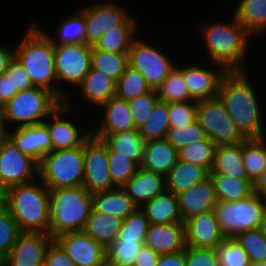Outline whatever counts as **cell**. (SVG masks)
I'll return each mask as SVG.
<instances>
[{"instance_id":"obj_1","label":"cell","mask_w":266,"mask_h":266,"mask_svg":"<svg viewBox=\"0 0 266 266\" xmlns=\"http://www.w3.org/2000/svg\"><path fill=\"white\" fill-rule=\"evenodd\" d=\"M245 73L228 72L221 80L218 98L246 139L264 138L259 100Z\"/></svg>"},{"instance_id":"obj_2","label":"cell","mask_w":266,"mask_h":266,"mask_svg":"<svg viewBox=\"0 0 266 266\" xmlns=\"http://www.w3.org/2000/svg\"><path fill=\"white\" fill-rule=\"evenodd\" d=\"M31 26L23 40L14 49V58L23 66L34 87L52 92L62 103L68 101L66 93L58 91V88L53 86L57 80L54 44L44 30L35 25Z\"/></svg>"},{"instance_id":"obj_3","label":"cell","mask_w":266,"mask_h":266,"mask_svg":"<svg viewBox=\"0 0 266 266\" xmlns=\"http://www.w3.org/2000/svg\"><path fill=\"white\" fill-rule=\"evenodd\" d=\"M202 34L213 64L223 66L228 72L246 71L244 57L250 33L234 17L233 22L206 23Z\"/></svg>"},{"instance_id":"obj_4","label":"cell","mask_w":266,"mask_h":266,"mask_svg":"<svg viewBox=\"0 0 266 266\" xmlns=\"http://www.w3.org/2000/svg\"><path fill=\"white\" fill-rule=\"evenodd\" d=\"M7 209L22 232L49 234V189L35 182L9 187Z\"/></svg>"},{"instance_id":"obj_5","label":"cell","mask_w":266,"mask_h":266,"mask_svg":"<svg viewBox=\"0 0 266 266\" xmlns=\"http://www.w3.org/2000/svg\"><path fill=\"white\" fill-rule=\"evenodd\" d=\"M49 235L83 231L92 209V194L83 186L49 190Z\"/></svg>"},{"instance_id":"obj_6","label":"cell","mask_w":266,"mask_h":266,"mask_svg":"<svg viewBox=\"0 0 266 266\" xmlns=\"http://www.w3.org/2000/svg\"><path fill=\"white\" fill-rule=\"evenodd\" d=\"M213 211L223 236L235 238L243 231L261 228L266 213V197L253 193L235 202L218 201Z\"/></svg>"},{"instance_id":"obj_7","label":"cell","mask_w":266,"mask_h":266,"mask_svg":"<svg viewBox=\"0 0 266 266\" xmlns=\"http://www.w3.org/2000/svg\"><path fill=\"white\" fill-rule=\"evenodd\" d=\"M61 104L52 92L32 87L19 91L0 109L4 122L15 121L18 122L17 127H24L44 123L46 119L43 118L51 117Z\"/></svg>"},{"instance_id":"obj_8","label":"cell","mask_w":266,"mask_h":266,"mask_svg":"<svg viewBox=\"0 0 266 266\" xmlns=\"http://www.w3.org/2000/svg\"><path fill=\"white\" fill-rule=\"evenodd\" d=\"M83 145L46 154L39 162L38 176L49 189L79 187L84 179Z\"/></svg>"},{"instance_id":"obj_9","label":"cell","mask_w":266,"mask_h":266,"mask_svg":"<svg viewBox=\"0 0 266 266\" xmlns=\"http://www.w3.org/2000/svg\"><path fill=\"white\" fill-rule=\"evenodd\" d=\"M196 121L216 146L235 145L246 140L218 97L197 101Z\"/></svg>"},{"instance_id":"obj_10","label":"cell","mask_w":266,"mask_h":266,"mask_svg":"<svg viewBox=\"0 0 266 266\" xmlns=\"http://www.w3.org/2000/svg\"><path fill=\"white\" fill-rule=\"evenodd\" d=\"M83 187L91 194L115 188L108 164V146L100 138L90 134L83 143Z\"/></svg>"},{"instance_id":"obj_11","label":"cell","mask_w":266,"mask_h":266,"mask_svg":"<svg viewBox=\"0 0 266 266\" xmlns=\"http://www.w3.org/2000/svg\"><path fill=\"white\" fill-rule=\"evenodd\" d=\"M128 64L138 70L154 90H157L175 67L167 55L140 39H135L129 49Z\"/></svg>"},{"instance_id":"obj_12","label":"cell","mask_w":266,"mask_h":266,"mask_svg":"<svg viewBox=\"0 0 266 266\" xmlns=\"http://www.w3.org/2000/svg\"><path fill=\"white\" fill-rule=\"evenodd\" d=\"M91 51L86 43L54 44L56 83L62 80L77 87L91 69Z\"/></svg>"},{"instance_id":"obj_13","label":"cell","mask_w":266,"mask_h":266,"mask_svg":"<svg viewBox=\"0 0 266 266\" xmlns=\"http://www.w3.org/2000/svg\"><path fill=\"white\" fill-rule=\"evenodd\" d=\"M39 163L22 153L7 137L0 144V178L8 187L33 182Z\"/></svg>"},{"instance_id":"obj_14","label":"cell","mask_w":266,"mask_h":266,"mask_svg":"<svg viewBox=\"0 0 266 266\" xmlns=\"http://www.w3.org/2000/svg\"><path fill=\"white\" fill-rule=\"evenodd\" d=\"M54 240L75 266H104L107 263L106 249L84 231L66 232Z\"/></svg>"},{"instance_id":"obj_15","label":"cell","mask_w":266,"mask_h":266,"mask_svg":"<svg viewBox=\"0 0 266 266\" xmlns=\"http://www.w3.org/2000/svg\"><path fill=\"white\" fill-rule=\"evenodd\" d=\"M85 19V43L93 46L105 31L122 26L131 16L113 2L95 3L80 9Z\"/></svg>"},{"instance_id":"obj_16","label":"cell","mask_w":266,"mask_h":266,"mask_svg":"<svg viewBox=\"0 0 266 266\" xmlns=\"http://www.w3.org/2000/svg\"><path fill=\"white\" fill-rule=\"evenodd\" d=\"M53 241L54 238L46 233L23 232L0 265L44 266L47 249Z\"/></svg>"},{"instance_id":"obj_17","label":"cell","mask_w":266,"mask_h":266,"mask_svg":"<svg viewBox=\"0 0 266 266\" xmlns=\"http://www.w3.org/2000/svg\"><path fill=\"white\" fill-rule=\"evenodd\" d=\"M199 66L192 64L183 68V78L191 98L202 101L218 97L221 80L228 71L219 64H216L217 71Z\"/></svg>"},{"instance_id":"obj_18","label":"cell","mask_w":266,"mask_h":266,"mask_svg":"<svg viewBox=\"0 0 266 266\" xmlns=\"http://www.w3.org/2000/svg\"><path fill=\"white\" fill-rule=\"evenodd\" d=\"M184 228L186 246L215 249L225 239L213 210L185 220Z\"/></svg>"},{"instance_id":"obj_19","label":"cell","mask_w":266,"mask_h":266,"mask_svg":"<svg viewBox=\"0 0 266 266\" xmlns=\"http://www.w3.org/2000/svg\"><path fill=\"white\" fill-rule=\"evenodd\" d=\"M67 101L63 102L52 114L53 123L46 120L43 124L47 127L52 142V150L59 151L82 146L90 136L91 131L80 135V130L75 123L63 119L62 115L69 110Z\"/></svg>"},{"instance_id":"obj_20","label":"cell","mask_w":266,"mask_h":266,"mask_svg":"<svg viewBox=\"0 0 266 266\" xmlns=\"http://www.w3.org/2000/svg\"><path fill=\"white\" fill-rule=\"evenodd\" d=\"M8 138L22 153L29 155L38 163L52 151L51 137L43 123L16 127L14 131H8Z\"/></svg>"},{"instance_id":"obj_21","label":"cell","mask_w":266,"mask_h":266,"mask_svg":"<svg viewBox=\"0 0 266 266\" xmlns=\"http://www.w3.org/2000/svg\"><path fill=\"white\" fill-rule=\"evenodd\" d=\"M177 198L183 222L195 215L213 210L218 202L213 182L209 176L178 194Z\"/></svg>"},{"instance_id":"obj_22","label":"cell","mask_w":266,"mask_h":266,"mask_svg":"<svg viewBox=\"0 0 266 266\" xmlns=\"http://www.w3.org/2000/svg\"><path fill=\"white\" fill-rule=\"evenodd\" d=\"M144 245L159 255L185 250L184 223L150 224L145 236Z\"/></svg>"},{"instance_id":"obj_23","label":"cell","mask_w":266,"mask_h":266,"mask_svg":"<svg viewBox=\"0 0 266 266\" xmlns=\"http://www.w3.org/2000/svg\"><path fill=\"white\" fill-rule=\"evenodd\" d=\"M132 202L141 207L166 190V177L138 167L134 176L122 187Z\"/></svg>"},{"instance_id":"obj_24","label":"cell","mask_w":266,"mask_h":266,"mask_svg":"<svg viewBox=\"0 0 266 266\" xmlns=\"http://www.w3.org/2000/svg\"><path fill=\"white\" fill-rule=\"evenodd\" d=\"M178 159V150L165 138L149 140L139 167L166 177Z\"/></svg>"},{"instance_id":"obj_25","label":"cell","mask_w":266,"mask_h":266,"mask_svg":"<svg viewBox=\"0 0 266 266\" xmlns=\"http://www.w3.org/2000/svg\"><path fill=\"white\" fill-rule=\"evenodd\" d=\"M100 107L104 108L103 120L94 134H114L136 128L132 112L126 100L116 96L112 97ZM94 131V132H93Z\"/></svg>"},{"instance_id":"obj_26","label":"cell","mask_w":266,"mask_h":266,"mask_svg":"<svg viewBox=\"0 0 266 266\" xmlns=\"http://www.w3.org/2000/svg\"><path fill=\"white\" fill-rule=\"evenodd\" d=\"M102 139L116 155L127 156L138 166L142 162L146 141L140 135L138 128L121 131L114 134H93Z\"/></svg>"},{"instance_id":"obj_27","label":"cell","mask_w":266,"mask_h":266,"mask_svg":"<svg viewBox=\"0 0 266 266\" xmlns=\"http://www.w3.org/2000/svg\"><path fill=\"white\" fill-rule=\"evenodd\" d=\"M209 174H222L238 180H249L242 157V143L215 146Z\"/></svg>"},{"instance_id":"obj_28","label":"cell","mask_w":266,"mask_h":266,"mask_svg":"<svg viewBox=\"0 0 266 266\" xmlns=\"http://www.w3.org/2000/svg\"><path fill=\"white\" fill-rule=\"evenodd\" d=\"M141 210L144 212L149 224L184 223L180 215L177 195L168 190L149 200Z\"/></svg>"},{"instance_id":"obj_29","label":"cell","mask_w":266,"mask_h":266,"mask_svg":"<svg viewBox=\"0 0 266 266\" xmlns=\"http://www.w3.org/2000/svg\"><path fill=\"white\" fill-rule=\"evenodd\" d=\"M92 209L124 220L137 209V206L122 187H115L110 190L93 193Z\"/></svg>"},{"instance_id":"obj_30","label":"cell","mask_w":266,"mask_h":266,"mask_svg":"<svg viewBox=\"0 0 266 266\" xmlns=\"http://www.w3.org/2000/svg\"><path fill=\"white\" fill-rule=\"evenodd\" d=\"M123 220L91 209L83 231L106 250L118 238Z\"/></svg>"},{"instance_id":"obj_31","label":"cell","mask_w":266,"mask_h":266,"mask_svg":"<svg viewBox=\"0 0 266 266\" xmlns=\"http://www.w3.org/2000/svg\"><path fill=\"white\" fill-rule=\"evenodd\" d=\"M84 100L101 106L116 93V81L99 70L90 69L85 78L78 84Z\"/></svg>"},{"instance_id":"obj_32","label":"cell","mask_w":266,"mask_h":266,"mask_svg":"<svg viewBox=\"0 0 266 266\" xmlns=\"http://www.w3.org/2000/svg\"><path fill=\"white\" fill-rule=\"evenodd\" d=\"M208 176L205 168L178 159L166 176V190L178 195Z\"/></svg>"},{"instance_id":"obj_33","label":"cell","mask_w":266,"mask_h":266,"mask_svg":"<svg viewBox=\"0 0 266 266\" xmlns=\"http://www.w3.org/2000/svg\"><path fill=\"white\" fill-rule=\"evenodd\" d=\"M136 22L130 17L122 26L105 31L100 39L92 46L96 50L107 53L128 54L136 38H133Z\"/></svg>"},{"instance_id":"obj_34","label":"cell","mask_w":266,"mask_h":266,"mask_svg":"<svg viewBox=\"0 0 266 266\" xmlns=\"http://www.w3.org/2000/svg\"><path fill=\"white\" fill-rule=\"evenodd\" d=\"M217 201L235 202L254 193L251 180H238L222 174H209Z\"/></svg>"},{"instance_id":"obj_35","label":"cell","mask_w":266,"mask_h":266,"mask_svg":"<svg viewBox=\"0 0 266 266\" xmlns=\"http://www.w3.org/2000/svg\"><path fill=\"white\" fill-rule=\"evenodd\" d=\"M251 34H258L266 29V0H241L234 16Z\"/></svg>"},{"instance_id":"obj_36","label":"cell","mask_w":266,"mask_h":266,"mask_svg":"<svg viewBox=\"0 0 266 266\" xmlns=\"http://www.w3.org/2000/svg\"><path fill=\"white\" fill-rule=\"evenodd\" d=\"M242 157L246 175L254 182L266 168L265 138L246 139L242 142Z\"/></svg>"},{"instance_id":"obj_37","label":"cell","mask_w":266,"mask_h":266,"mask_svg":"<svg viewBox=\"0 0 266 266\" xmlns=\"http://www.w3.org/2000/svg\"><path fill=\"white\" fill-rule=\"evenodd\" d=\"M159 100L166 103L172 102H197L194 101L187 89L183 78V68L175 66L166 79L157 88Z\"/></svg>"},{"instance_id":"obj_38","label":"cell","mask_w":266,"mask_h":266,"mask_svg":"<svg viewBox=\"0 0 266 266\" xmlns=\"http://www.w3.org/2000/svg\"><path fill=\"white\" fill-rule=\"evenodd\" d=\"M170 129L168 103L158 101L151 114L138 128L145 141L164 139Z\"/></svg>"},{"instance_id":"obj_39","label":"cell","mask_w":266,"mask_h":266,"mask_svg":"<svg viewBox=\"0 0 266 266\" xmlns=\"http://www.w3.org/2000/svg\"><path fill=\"white\" fill-rule=\"evenodd\" d=\"M128 65V54L107 53L92 47L91 68L103 72L116 82Z\"/></svg>"},{"instance_id":"obj_40","label":"cell","mask_w":266,"mask_h":266,"mask_svg":"<svg viewBox=\"0 0 266 266\" xmlns=\"http://www.w3.org/2000/svg\"><path fill=\"white\" fill-rule=\"evenodd\" d=\"M144 241L116 239L106 250L107 264L110 266H134L137 254Z\"/></svg>"},{"instance_id":"obj_41","label":"cell","mask_w":266,"mask_h":266,"mask_svg":"<svg viewBox=\"0 0 266 266\" xmlns=\"http://www.w3.org/2000/svg\"><path fill=\"white\" fill-rule=\"evenodd\" d=\"M215 144L208 137L183 146L178 150V158L182 161L201 166L210 172L213 164Z\"/></svg>"},{"instance_id":"obj_42","label":"cell","mask_w":266,"mask_h":266,"mask_svg":"<svg viewBox=\"0 0 266 266\" xmlns=\"http://www.w3.org/2000/svg\"><path fill=\"white\" fill-rule=\"evenodd\" d=\"M151 90L142 74L128 65L116 82L115 96L128 101Z\"/></svg>"},{"instance_id":"obj_43","label":"cell","mask_w":266,"mask_h":266,"mask_svg":"<svg viewBox=\"0 0 266 266\" xmlns=\"http://www.w3.org/2000/svg\"><path fill=\"white\" fill-rule=\"evenodd\" d=\"M60 27H57V32L59 34V41L56 37H50L53 44H77L85 43V19L83 12L81 10L76 13V15L70 16L61 22Z\"/></svg>"},{"instance_id":"obj_44","label":"cell","mask_w":266,"mask_h":266,"mask_svg":"<svg viewBox=\"0 0 266 266\" xmlns=\"http://www.w3.org/2000/svg\"><path fill=\"white\" fill-rule=\"evenodd\" d=\"M235 240L248 254L251 263L266 262V237L261 228L243 231L235 237Z\"/></svg>"},{"instance_id":"obj_45","label":"cell","mask_w":266,"mask_h":266,"mask_svg":"<svg viewBox=\"0 0 266 266\" xmlns=\"http://www.w3.org/2000/svg\"><path fill=\"white\" fill-rule=\"evenodd\" d=\"M215 252L219 266H250L248 254L235 238H225Z\"/></svg>"},{"instance_id":"obj_46","label":"cell","mask_w":266,"mask_h":266,"mask_svg":"<svg viewBox=\"0 0 266 266\" xmlns=\"http://www.w3.org/2000/svg\"><path fill=\"white\" fill-rule=\"evenodd\" d=\"M108 164L112 183L116 187H123L135 174L139 167L133 160L128 159L127 156L116 155L108 147Z\"/></svg>"},{"instance_id":"obj_47","label":"cell","mask_w":266,"mask_h":266,"mask_svg":"<svg viewBox=\"0 0 266 266\" xmlns=\"http://www.w3.org/2000/svg\"><path fill=\"white\" fill-rule=\"evenodd\" d=\"M22 233L7 207L0 208V261L11 251Z\"/></svg>"},{"instance_id":"obj_48","label":"cell","mask_w":266,"mask_h":266,"mask_svg":"<svg viewBox=\"0 0 266 266\" xmlns=\"http://www.w3.org/2000/svg\"><path fill=\"white\" fill-rule=\"evenodd\" d=\"M207 138L205 130L197 121L188 126H179L178 128H170L166 135V140L177 150L196 141L205 140Z\"/></svg>"},{"instance_id":"obj_49","label":"cell","mask_w":266,"mask_h":266,"mask_svg":"<svg viewBox=\"0 0 266 266\" xmlns=\"http://www.w3.org/2000/svg\"><path fill=\"white\" fill-rule=\"evenodd\" d=\"M149 225V221L144 212L141 208H137L123 220L118 239L144 241Z\"/></svg>"},{"instance_id":"obj_50","label":"cell","mask_w":266,"mask_h":266,"mask_svg":"<svg viewBox=\"0 0 266 266\" xmlns=\"http://www.w3.org/2000/svg\"><path fill=\"white\" fill-rule=\"evenodd\" d=\"M158 101L159 97L154 89L127 101L136 128H139L145 122Z\"/></svg>"},{"instance_id":"obj_51","label":"cell","mask_w":266,"mask_h":266,"mask_svg":"<svg viewBox=\"0 0 266 266\" xmlns=\"http://www.w3.org/2000/svg\"><path fill=\"white\" fill-rule=\"evenodd\" d=\"M170 128L188 126L197 119V102L168 103Z\"/></svg>"},{"instance_id":"obj_52","label":"cell","mask_w":266,"mask_h":266,"mask_svg":"<svg viewBox=\"0 0 266 266\" xmlns=\"http://www.w3.org/2000/svg\"><path fill=\"white\" fill-rule=\"evenodd\" d=\"M185 266H219L215 249L186 246Z\"/></svg>"},{"instance_id":"obj_53","label":"cell","mask_w":266,"mask_h":266,"mask_svg":"<svg viewBox=\"0 0 266 266\" xmlns=\"http://www.w3.org/2000/svg\"><path fill=\"white\" fill-rule=\"evenodd\" d=\"M6 73L12 78L14 89L22 91L34 87L29 75L15 58L10 62Z\"/></svg>"},{"instance_id":"obj_54","label":"cell","mask_w":266,"mask_h":266,"mask_svg":"<svg viewBox=\"0 0 266 266\" xmlns=\"http://www.w3.org/2000/svg\"><path fill=\"white\" fill-rule=\"evenodd\" d=\"M44 266H75V264L54 240L47 249Z\"/></svg>"},{"instance_id":"obj_55","label":"cell","mask_w":266,"mask_h":266,"mask_svg":"<svg viewBox=\"0 0 266 266\" xmlns=\"http://www.w3.org/2000/svg\"><path fill=\"white\" fill-rule=\"evenodd\" d=\"M19 91L13 88L12 78L5 72L0 76V108L12 99Z\"/></svg>"},{"instance_id":"obj_56","label":"cell","mask_w":266,"mask_h":266,"mask_svg":"<svg viewBox=\"0 0 266 266\" xmlns=\"http://www.w3.org/2000/svg\"><path fill=\"white\" fill-rule=\"evenodd\" d=\"M159 256L154 250L143 245L137 254L134 266H157Z\"/></svg>"},{"instance_id":"obj_57","label":"cell","mask_w":266,"mask_h":266,"mask_svg":"<svg viewBox=\"0 0 266 266\" xmlns=\"http://www.w3.org/2000/svg\"><path fill=\"white\" fill-rule=\"evenodd\" d=\"M157 266H185V250L177 253L161 254Z\"/></svg>"},{"instance_id":"obj_58","label":"cell","mask_w":266,"mask_h":266,"mask_svg":"<svg viewBox=\"0 0 266 266\" xmlns=\"http://www.w3.org/2000/svg\"><path fill=\"white\" fill-rule=\"evenodd\" d=\"M14 59V50L6 48V46L0 45V76L3 75L10 64Z\"/></svg>"},{"instance_id":"obj_59","label":"cell","mask_w":266,"mask_h":266,"mask_svg":"<svg viewBox=\"0 0 266 266\" xmlns=\"http://www.w3.org/2000/svg\"><path fill=\"white\" fill-rule=\"evenodd\" d=\"M254 193L266 197V168L261 175L253 182Z\"/></svg>"},{"instance_id":"obj_60","label":"cell","mask_w":266,"mask_h":266,"mask_svg":"<svg viewBox=\"0 0 266 266\" xmlns=\"http://www.w3.org/2000/svg\"><path fill=\"white\" fill-rule=\"evenodd\" d=\"M9 187L0 178V208L6 207L8 203Z\"/></svg>"},{"instance_id":"obj_61","label":"cell","mask_w":266,"mask_h":266,"mask_svg":"<svg viewBox=\"0 0 266 266\" xmlns=\"http://www.w3.org/2000/svg\"><path fill=\"white\" fill-rule=\"evenodd\" d=\"M4 118L0 109V144L8 137V129L5 127Z\"/></svg>"},{"instance_id":"obj_62","label":"cell","mask_w":266,"mask_h":266,"mask_svg":"<svg viewBox=\"0 0 266 266\" xmlns=\"http://www.w3.org/2000/svg\"><path fill=\"white\" fill-rule=\"evenodd\" d=\"M261 230H262L264 236L266 237V213H265L264 220H263V223L261 226Z\"/></svg>"},{"instance_id":"obj_63","label":"cell","mask_w":266,"mask_h":266,"mask_svg":"<svg viewBox=\"0 0 266 266\" xmlns=\"http://www.w3.org/2000/svg\"><path fill=\"white\" fill-rule=\"evenodd\" d=\"M250 266H266V262H253Z\"/></svg>"}]
</instances>
